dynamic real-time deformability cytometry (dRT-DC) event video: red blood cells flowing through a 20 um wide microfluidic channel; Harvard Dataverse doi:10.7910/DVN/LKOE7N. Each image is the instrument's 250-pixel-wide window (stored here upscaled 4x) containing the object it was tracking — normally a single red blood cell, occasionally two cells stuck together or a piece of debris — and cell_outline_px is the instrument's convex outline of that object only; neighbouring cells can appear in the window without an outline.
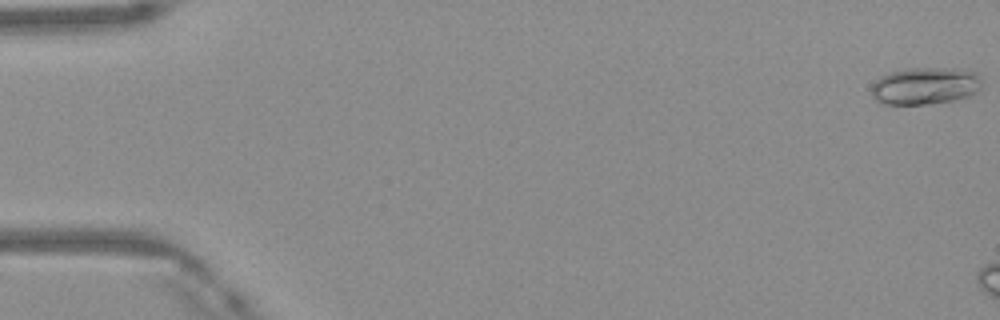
{"species": "Egyptian fruit bat (a non-hibernating species)", "species_latin": "Rousettus aegyptiacus", "temperature_condition": "warm", "stored_images_in_passage": 7, "camera_frame_rate_fps": 3000, "um_per_image_px": 0.085, "frame": {"image": 1, "passage_image": 1, "time_ms": 0.0, "image_size_px": [1000, 320], "cell_outline_px": [[980, 88], [976, 92], [968, 96], [952, 100], [924, 104], [884, 104], [876, 100], [872, 96], [872, 84], [880, 76], [904, 68], [956, 68], [976, 72], [980, 80]], "centroid_in_image_um": [78.61, 7.29], "position_along_channel_um": 6.4, "area_um2": 23.81}}